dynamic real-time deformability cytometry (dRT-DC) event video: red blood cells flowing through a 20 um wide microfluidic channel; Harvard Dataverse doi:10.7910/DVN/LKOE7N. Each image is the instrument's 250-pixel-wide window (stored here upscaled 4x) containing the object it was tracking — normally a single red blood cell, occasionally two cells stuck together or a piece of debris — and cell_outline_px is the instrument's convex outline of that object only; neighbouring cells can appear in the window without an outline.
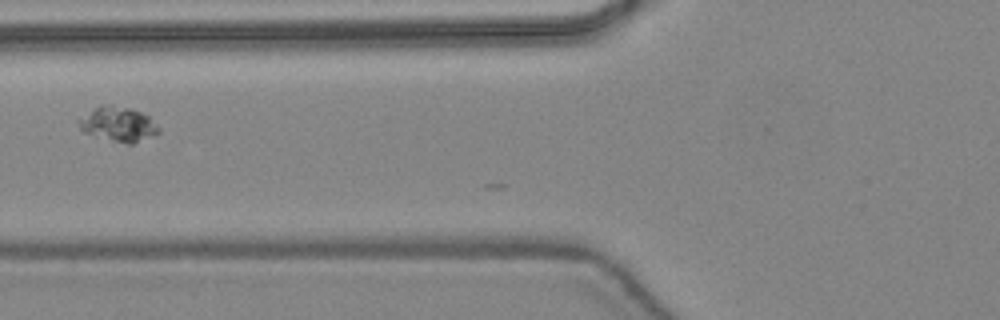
{"species": "common noctule bat (a hibernating species)", "species_latin": "Nyctalus noctula", "temperature_condition": "warm", "stored_images_in_passage": 19, "camera_frame_rate_fps": 3000, "um_per_image_px": 0.085, "animal": {"sex": "female", "body_mass_g": 24.6, "forearm_length_mm": 56.2}, "frame": {"image": 1, "passage_image": 6, "time_ms": 1.667, "image_size_px": [1000, 320], "cell_outline_px": [[160, 132], [156, 136], [132, 144], [128, 144], [96, 136], [84, 132], [76, 124], [76, 120], [100, 104], [112, 104], [132, 108], [148, 116], [160, 128]], "centroid_in_image_um": [10.05, 10.54], "position_along_channel_um": 115.7, "area_um2": 16.42}}
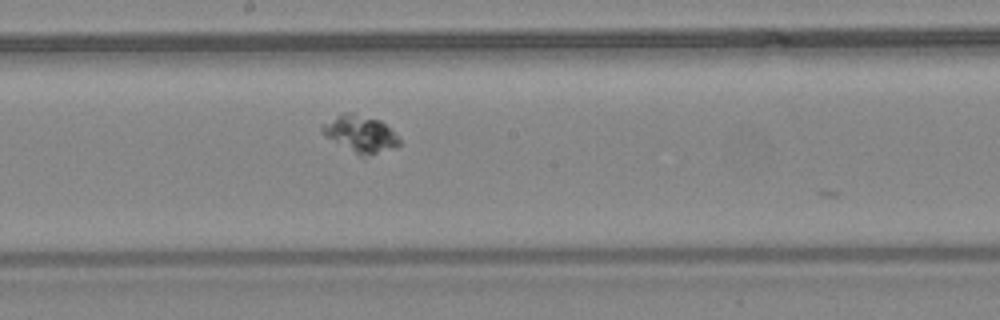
{"frame": {"image": 2, "passage_image": 13, "time_ms": 4.0, "image_size_px": [1000, 320], "cell_outline_px": [[400, 144], [396, 148], [364, 160], [356, 156], [324, 136], [320, 128], [320, 124], [344, 112], [352, 112], [380, 120], [400, 140]], "centroid_in_image_um": [30.6, 11.45], "position_along_channel_um": 217.6, "area_um2": 17.34}}
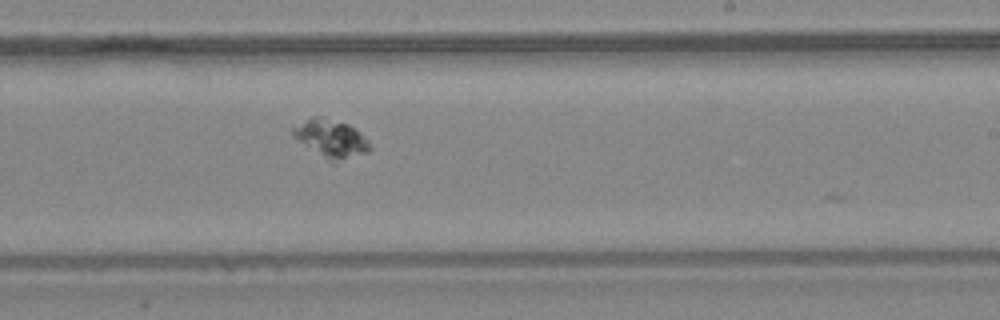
{"frame": {"image": 3, "passage_image": 16, "time_ms": 5.0, "image_size_px": [1000, 320], "cell_outline_px": [[372, 148], [368, 152], [328, 160], [296, 140], [292, 136], [292, 128], [312, 116], [324, 116], [348, 124], [368, 140]], "centroid_in_image_um": [28.09, 11.71], "position_along_channel_um": 260.9, "area_um2": 16.36}}